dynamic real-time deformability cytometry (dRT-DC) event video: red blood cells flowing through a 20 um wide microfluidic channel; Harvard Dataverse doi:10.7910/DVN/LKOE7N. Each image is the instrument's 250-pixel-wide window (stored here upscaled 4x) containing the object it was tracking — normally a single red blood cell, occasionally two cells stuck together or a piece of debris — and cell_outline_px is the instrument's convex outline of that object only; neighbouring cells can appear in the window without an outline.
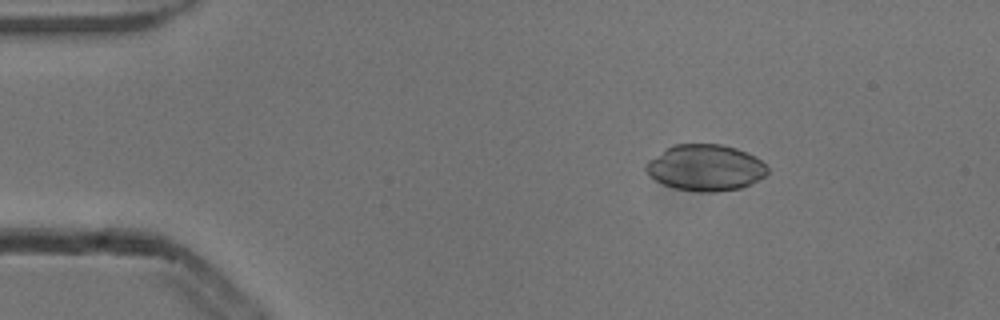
{"species": "common noctule bat (a hibernating species)", "species_latin": "Nyctalus noctula", "temperature_condition": "cold", "stored_images_in_passage": 3, "camera_frame_rate_fps": 3000, "um_per_image_px": 0.085, "animal": {"sex": "male", "body_mass_g": 13.3}, "frame": {"image": 1, "passage_image": 1, "time_ms": 0.0, "image_size_px": [1000, 320], "cell_outline_px": [[768, 172], [764, 176], [740, 188], [716, 192], [700, 192], [676, 188], [664, 184], [656, 180], [644, 168], [644, 164], [648, 160], [664, 148], [672, 144], [720, 144], [736, 148], [748, 152], [756, 156], [768, 168]], "centroid_in_image_um": [59.94, 14.23], "position_along_channel_um": 25.1, "area_um2": 32.71}}